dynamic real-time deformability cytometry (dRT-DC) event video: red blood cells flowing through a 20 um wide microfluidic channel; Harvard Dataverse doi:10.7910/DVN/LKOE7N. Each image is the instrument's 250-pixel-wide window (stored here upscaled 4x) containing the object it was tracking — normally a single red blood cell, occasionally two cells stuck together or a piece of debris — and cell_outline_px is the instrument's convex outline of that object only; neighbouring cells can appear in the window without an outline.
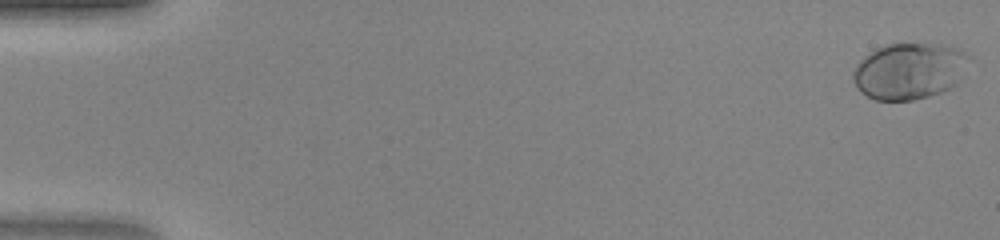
{"species": "human", "species_latin": "Homo sapiens", "temperature_condition": "warm", "stored_images_in_passage": 48, "camera_frame_rate_fps": 3000, "um_per_image_px": 0.085, "donor": {"sex": "female"}, "frame": {"image": 1, "passage_image": 1, "time_ms": 0.0, "image_size_px": [1000, 240], "cell_outline_px": [[968, 56], [960, 84], [944, 92], [912, 100], [876, 100], [860, 92], [856, 88], [852, 80], [852, 72], [860, 60], [864, 56], [876, 48], [884, 44], [944, 44], [956, 48], [964, 52]], "centroid_in_image_um": [77.27, 6.05], "position_along_channel_um": 7.7, "area_um2": 38.38}}
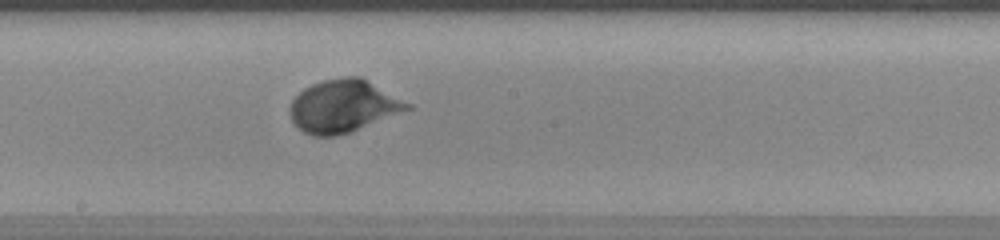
{"frame": {"image": 2, "passage_image": 27, "time_ms": 8.667, "image_size_px": [1000, 240], "cell_outline_px": [[412, 108], [348, 132], [336, 136], [312, 136], [304, 132], [292, 120], [288, 112], [288, 108], [292, 100], [304, 88], [312, 84], [324, 80], [344, 76], [360, 76], [368, 80], [412, 104]], "centroid_in_image_um": [29.16, 9.0], "position_along_channel_um": 219.0, "area_um2": 35.66}}
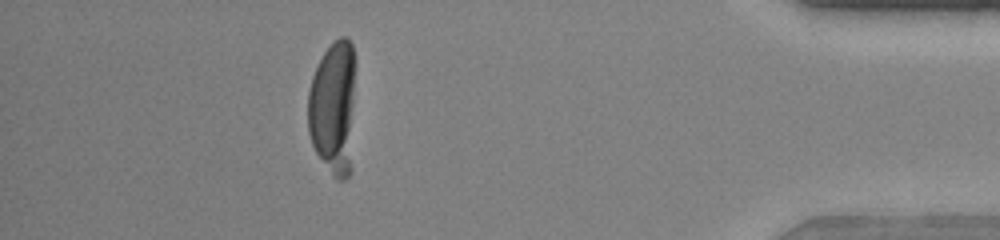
{"frame": {"image": 3, "passage_image": 43, "time_ms": 14.0, "image_size_px": [1000, 240], "cell_outline_px": [[356, 64], [352, 172], [344, 180], [336, 180], [332, 176], [316, 152], [312, 144], [308, 132], [308, 92], [312, 76], [324, 52], [340, 36], [348, 36], [352, 44], [356, 60]], "centroid_in_image_um": [28.38, 9.17], "position_along_channel_um": 406.8, "area_um2": 38.55}}